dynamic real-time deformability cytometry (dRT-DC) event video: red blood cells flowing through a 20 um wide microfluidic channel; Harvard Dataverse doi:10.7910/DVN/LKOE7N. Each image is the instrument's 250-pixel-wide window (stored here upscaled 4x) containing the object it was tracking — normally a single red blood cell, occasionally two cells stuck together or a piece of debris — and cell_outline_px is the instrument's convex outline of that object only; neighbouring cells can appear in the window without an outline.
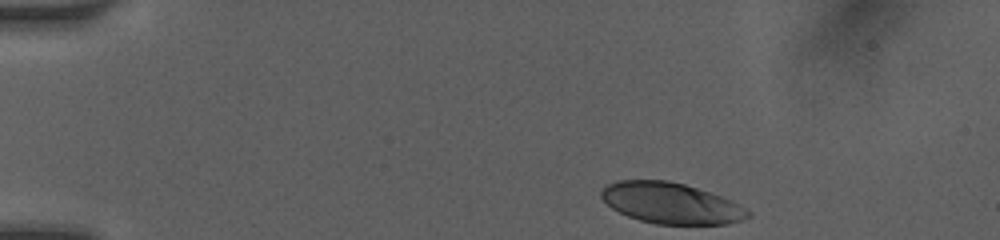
{"species": "human", "species_latin": "Homo sapiens", "temperature_condition": "room temperature", "stored_images_in_passage": 41, "camera_frame_rate_fps": 3000, "um_per_image_px": 0.085, "donor": {"sex": "female"}, "frame": {"image": 1, "passage_image": 1, "time_ms": 0.0, "image_size_px": [1000, 240], "cell_outline_px": [[752, 216], [728, 224], [656, 224], [640, 220], [628, 216], [612, 208], [600, 196], [600, 192], [608, 184], [616, 180], [668, 180], [684, 184], [720, 196], [752, 212]], "centroid_in_image_um": [57.01, 17.27], "position_along_channel_um": 28.0, "area_um2": 34.62}}
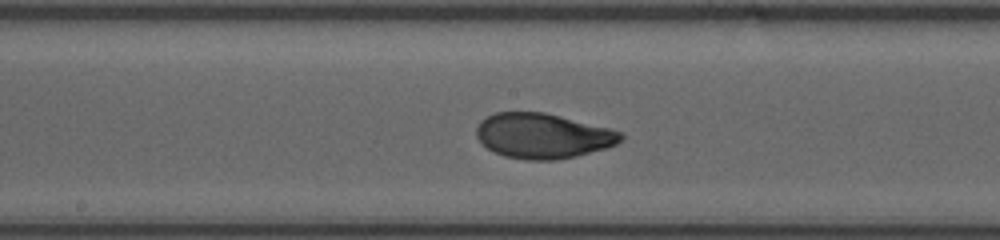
{"frame": {"image": 2, "passage_image": 21, "time_ms": 6.333, "image_size_px": [1000, 240], "cell_outline_px": [[624, 136], [616, 144], [604, 148], [576, 156], [556, 160], [528, 160], [504, 156], [480, 144], [476, 136], [476, 128], [480, 120], [496, 112], [544, 112], [612, 128], [624, 132]], "centroid_in_image_um": [46.14, 11.54], "position_along_channel_um": 202.1, "area_um2": 38.09}}
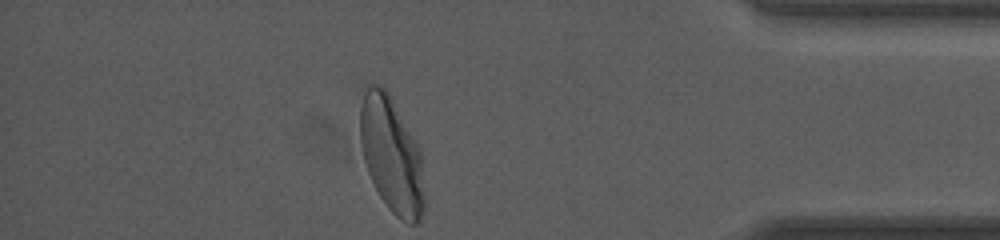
{"frame": {"image": 3, "passage_image": 41, "time_ms": 12.0, "image_size_px": [1000, 240], "cell_outline_px": [[424, 212], [420, 220], [416, 224], [408, 224], [396, 216], [388, 208], [380, 196], [368, 172], [364, 160], [360, 144], [360, 108], [364, 84], [376, 84], [384, 88], [388, 92], [416, 140], [420, 152], [424, 200]], "centroid_in_image_um": [33.26, 13.15], "position_along_channel_um": 401.9, "area_um2": 43.35}, "authors_computed_cell_mechanics": {"area_um2": 38.0902, "velocity_mm_per_s": 4.0954, "shape_relaxation_time_tau1_ms": 2.6354, "shape_relaxation_time_tau2_ms": 0.7898, "deformation_change_tau1": 0.1762, "deformation_change_tau2": 0.0457}}